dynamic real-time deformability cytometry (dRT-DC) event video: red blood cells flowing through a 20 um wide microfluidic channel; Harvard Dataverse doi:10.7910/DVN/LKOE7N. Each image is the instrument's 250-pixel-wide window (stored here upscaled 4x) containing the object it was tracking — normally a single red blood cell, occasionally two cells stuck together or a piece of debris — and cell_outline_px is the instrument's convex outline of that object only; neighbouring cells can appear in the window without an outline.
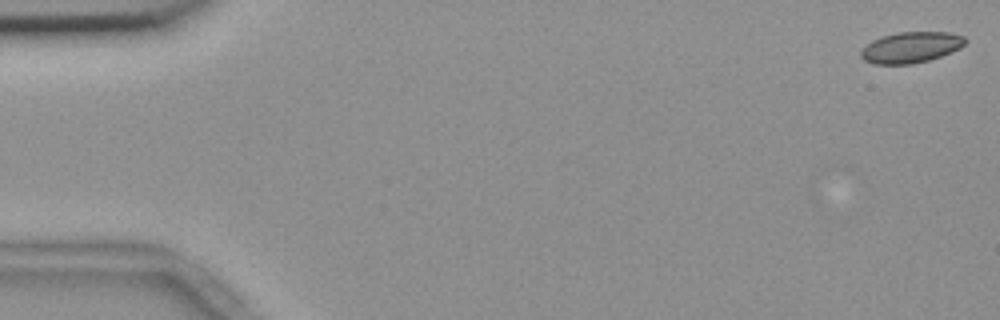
{"species": "common noctule bat (a hibernating species)", "species_latin": "Nyctalus noctula", "temperature_condition": "room temperature", "stored_images_in_passage": 5, "camera_frame_rate_fps": 3000, "um_per_image_px": 0.085, "animal": {"sex": "female", "body_mass_g": 18.4}, "frame": {"image": 1, "passage_image": 1, "time_ms": 0.0, "image_size_px": [1000, 320], "cell_outline_px": [[968, 40], [960, 48], [952, 52], [928, 60], [912, 64], [872, 64], [864, 60], [860, 56], [860, 52], [872, 40], [880, 36], [900, 32], [948, 32], [964, 36]], "centroid_in_image_um": [77.43, 4.02], "position_along_channel_um": 7.6, "area_um2": 18.84}}
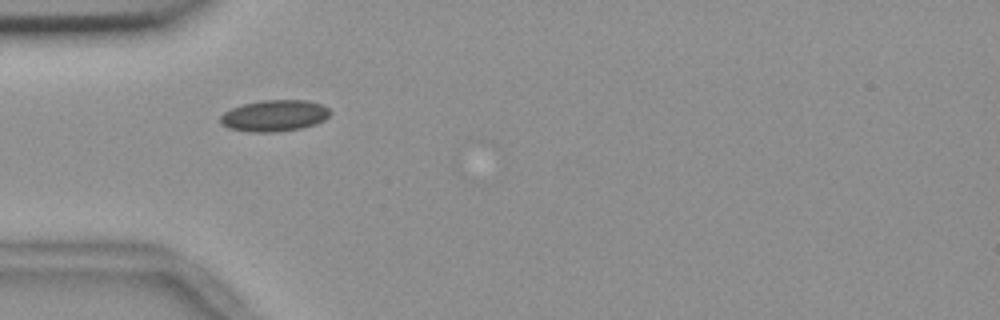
{"frame": {"image": 2, "passage_image": 5, "time_ms": 1.333, "image_size_px": [1000, 320], "cell_outline_px": [[332, 112], [324, 120], [316, 124], [300, 128], [276, 132], [252, 132], [228, 128], [220, 124], [220, 116], [224, 112], [232, 108], [244, 104], [260, 100], [308, 100], [320, 104], [328, 108]], "centroid_in_image_um": [23.32, 9.83], "position_along_channel_um": 61.7, "area_um2": 20.11}}